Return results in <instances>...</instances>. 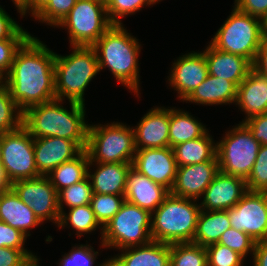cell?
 <instances>
[{"label": "cell", "instance_id": "1", "mask_svg": "<svg viewBox=\"0 0 267 266\" xmlns=\"http://www.w3.org/2000/svg\"><path fill=\"white\" fill-rule=\"evenodd\" d=\"M54 62L55 52L33 35L17 51L3 82L22 112L56 99Z\"/></svg>", "mask_w": 267, "mask_h": 266}, {"label": "cell", "instance_id": "2", "mask_svg": "<svg viewBox=\"0 0 267 266\" xmlns=\"http://www.w3.org/2000/svg\"><path fill=\"white\" fill-rule=\"evenodd\" d=\"M69 103L71 111L63 107V100L59 99L31 106L23 112L22 125L34 139L65 138L76 142L85 150L90 125L85 122V105Z\"/></svg>", "mask_w": 267, "mask_h": 266}, {"label": "cell", "instance_id": "3", "mask_svg": "<svg viewBox=\"0 0 267 266\" xmlns=\"http://www.w3.org/2000/svg\"><path fill=\"white\" fill-rule=\"evenodd\" d=\"M122 24H112L92 47L96 51L100 71L107 67L117 82L138 97L140 91L138 60L141 45Z\"/></svg>", "mask_w": 267, "mask_h": 266}, {"label": "cell", "instance_id": "4", "mask_svg": "<svg viewBox=\"0 0 267 266\" xmlns=\"http://www.w3.org/2000/svg\"><path fill=\"white\" fill-rule=\"evenodd\" d=\"M72 50L65 56L55 53V95L85 105V89L100 72L98 58L92 46H72Z\"/></svg>", "mask_w": 267, "mask_h": 266}, {"label": "cell", "instance_id": "5", "mask_svg": "<svg viewBox=\"0 0 267 266\" xmlns=\"http://www.w3.org/2000/svg\"><path fill=\"white\" fill-rule=\"evenodd\" d=\"M196 201L170 193L151 213L152 240L167 244L193 242L201 211Z\"/></svg>", "mask_w": 267, "mask_h": 266}, {"label": "cell", "instance_id": "6", "mask_svg": "<svg viewBox=\"0 0 267 266\" xmlns=\"http://www.w3.org/2000/svg\"><path fill=\"white\" fill-rule=\"evenodd\" d=\"M264 21L233 6L230 16L217 30L210 43L224 52L240 55L252 64L265 38Z\"/></svg>", "mask_w": 267, "mask_h": 266}, {"label": "cell", "instance_id": "7", "mask_svg": "<svg viewBox=\"0 0 267 266\" xmlns=\"http://www.w3.org/2000/svg\"><path fill=\"white\" fill-rule=\"evenodd\" d=\"M88 168L95 163L132 164L136 148L134 129L121 122L89 125L87 146Z\"/></svg>", "mask_w": 267, "mask_h": 266}, {"label": "cell", "instance_id": "8", "mask_svg": "<svg viewBox=\"0 0 267 266\" xmlns=\"http://www.w3.org/2000/svg\"><path fill=\"white\" fill-rule=\"evenodd\" d=\"M101 241L102 247L119 251L151 242V213L125 201L104 226Z\"/></svg>", "mask_w": 267, "mask_h": 266}, {"label": "cell", "instance_id": "9", "mask_svg": "<svg viewBox=\"0 0 267 266\" xmlns=\"http://www.w3.org/2000/svg\"><path fill=\"white\" fill-rule=\"evenodd\" d=\"M225 133L222 140L216 142L219 171L246 180L256 161L260 143L241 122Z\"/></svg>", "mask_w": 267, "mask_h": 266}, {"label": "cell", "instance_id": "10", "mask_svg": "<svg viewBox=\"0 0 267 266\" xmlns=\"http://www.w3.org/2000/svg\"><path fill=\"white\" fill-rule=\"evenodd\" d=\"M113 23L101 0H77L66 17L56 26L69 33L72 46H93Z\"/></svg>", "mask_w": 267, "mask_h": 266}, {"label": "cell", "instance_id": "11", "mask_svg": "<svg viewBox=\"0 0 267 266\" xmlns=\"http://www.w3.org/2000/svg\"><path fill=\"white\" fill-rule=\"evenodd\" d=\"M1 164L11 184L40 176L35 164L34 138L23 125L3 134Z\"/></svg>", "mask_w": 267, "mask_h": 266}, {"label": "cell", "instance_id": "12", "mask_svg": "<svg viewBox=\"0 0 267 266\" xmlns=\"http://www.w3.org/2000/svg\"><path fill=\"white\" fill-rule=\"evenodd\" d=\"M226 211L232 228L246 233L256 242L267 240V192L248 190Z\"/></svg>", "mask_w": 267, "mask_h": 266}, {"label": "cell", "instance_id": "13", "mask_svg": "<svg viewBox=\"0 0 267 266\" xmlns=\"http://www.w3.org/2000/svg\"><path fill=\"white\" fill-rule=\"evenodd\" d=\"M11 188L34 211L42 224L49 220L58 225V192L47 176L18 180L12 183Z\"/></svg>", "mask_w": 267, "mask_h": 266}, {"label": "cell", "instance_id": "14", "mask_svg": "<svg viewBox=\"0 0 267 266\" xmlns=\"http://www.w3.org/2000/svg\"><path fill=\"white\" fill-rule=\"evenodd\" d=\"M132 167L155 183L172 190L178 166L171 147L136 150Z\"/></svg>", "mask_w": 267, "mask_h": 266}, {"label": "cell", "instance_id": "15", "mask_svg": "<svg viewBox=\"0 0 267 266\" xmlns=\"http://www.w3.org/2000/svg\"><path fill=\"white\" fill-rule=\"evenodd\" d=\"M207 76L208 67L204 53L193 51L173 62L167 81L171 88L177 91L178 98L184 102Z\"/></svg>", "mask_w": 267, "mask_h": 266}, {"label": "cell", "instance_id": "16", "mask_svg": "<svg viewBox=\"0 0 267 266\" xmlns=\"http://www.w3.org/2000/svg\"><path fill=\"white\" fill-rule=\"evenodd\" d=\"M248 191L246 180L219 171L200 198L201 210L222 211L234 207Z\"/></svg>", "mask_w": 267, "mask_h": 266}, {"label": "cell", "instance_id": "17", "mask_svg": "<svg viewBox=\"0 0 267 266\" xmlns=\"http://www.w3.org/2000/svg\"><path fill=\"white\" fill-rule=\"evenodd\" d=\"M218 172V161L180 166L177 168L175 183L170 193L199 201Z\"/></svg>", "mask_w": 267, "mask_h": 266}, {"label": "cell", "instance_id": "18", "mask_svg": "<svg viewBox=\"0 0 267 266\" xmlns=\"http://www.w3.org/2000/svg\"><path fill=\"white\" fill-rule=\"evenodd\" d=\"M169 122V108L150 109L133 127L136 150L169 147Z\"/></svg>", "mask_w": 267, "mask_h": 266}, {"label": "cell", "instance_id": "19", "mask_svg": "<svg viewBox=\"0 0 267 266\" xmlns=\"http://www.w3.org/2000/svg\"><path fill=\"white\" fill-rule=\"evenodd\" d=\"M83 149L74 141L58 137L34 139L35 164L40 176H47L62 163L77 157Z\"/></svg>", "mask_w": 267, "mask_h": 266}, {"label": "cell", "instance_id": "20", "mask_svg": "<svg viewBox=\"0 0 267 266\" xmlns=\"http://www.w3.org/2000/svg\"><path fill=\"white\" fill-rule=\"evenodd\" d=\"M170 194V191L130 168L125 189V201L150 213L155 211Z\"/></svg>", "mask_w": 267, "mask_h": 266}, {"label": "cell", "instance_id": "21", "mask_svg": "<svg viewBox=\"0 0 267 266\" xmlns=\"http://www.w3.org/2000/svg\"><path fill=\"white\" fill-rule=\"evenodd\" d=\"M203 53L206 57L208 74L231 81L237 87L253 68L248 59L216 49L210 42Z\"/></svg>", "mask_w": 267, "mask_h": 266}, {"label": "cell", "instance_id": "22", "mask_svg": "<svg viewBox=\"0 0 267 266\" xmlns=\"http://www.w3.org/2000/svg\"><path fill=\"white\" fill-rule=\"evenodd\" d=\"M235 105L240 107L248 120L251 117L267 113V77L253 68L237 87Z\"/></svg>", "mask_w": 267, "mask_h": 266}, {"label": "cell", "instance_id": "23", "mask_svg": "<svg viewBox=\"0 0 267 266\" xmlns=\"http://www.w3.org/2000/svg\"><path fill=\"white\" fill-rule=\"evenodd\" d=\"M111 258L113 266H170V244L151 241L121 249Z\"/></svg>", "mask_w": 267, "mask_h": 266}, {"label": "cell", "instance_id": "24", "mask_svg": "<svg viewBox=\"0 0 267 266\" xmlns=\"http://www.w3.org/2000/svg\"><path fill=\"white\" fill-rule=\"evenodd\" d=\"M96 171L87 170L93 193L125 195L127 176L132 164L95 163Z\"/></svg>", "mask_w": 267, "mask_h": 266}, {"label": "cell", "instance_id": "25", "mask_svg": "<svg viewBox=\"0 0 267 266\" xmlns=\"http://www.w3.org/2000/svg\"><path fill=\"white\" fill-rule=\"evenodd\" d=\"M0 220L22 232L27 237L30 230L41 225L34 211L11 188L1 193Z\"/></svg>", "mask_w": 267, "mask_h": 266}, {"label": "cell", "instance_id": "26", "mask_svg": "<svg viewBox=\"0 0 267 266\" xmlns=\"http://www.w3.org/2000/svg\"><path fill=\"white\" fill-rule=\"evenodd\" d=\"M236 98L237 86L233 82L208 74L206 79L184 101L197 105H230L236 102Z\"/></svg>", "mask_w": 267, "mask_h": 266}, {"label": "cell", "instance_id": "27", "mask_svg": "<svg viewBox=\"0 0 267 266\" xmlns=\"http://www.w3.org/2000/svg\"><path fill=\"white\" fill-rule=\"evenodd\" d=\"M207 131L202 137L174 146L173 152L177 166L199 164L207 161H218L217 143Z\"/></svg>", "mask_w": 267, "mask_h": 266}, {"label": "cell", "instance_id": "28", "mask_svg": "<svg viewBox=\"0 0 267 266\" xmlns=\"http://www.w3.org/2000/svg\"><path fill=\"white\" fill-rule=\"evenodd\" d=\"M170 108L169 147L202 137L208 129L191 113Z\"/></svg>", "mask_w": 267, "mask_h": 266}, {"label": "cell", "instance_id": "29", "mask_svg": "<svg viewBox=\"0 0 267 266\" xmlns=\"http://www.w3.org/2000/svg\"><path fill=\"white\" fill-rule=\"evenodd\" d=\"M231 227L228 212L201 210L197 220L193 243L202 247L217 243L221 235Z\"/></svg>", "mask_w": 267, "mask_h": 266}, {"label": "cell", "instance_id": "30", "mask_svg": "<svg viewBox=\"0 0 267 266\" xmlns=\"http://www.w3.org/2000/svg\"><path fill=\"white\" fill-rule=\"evenodd\" d=\"M88 153L83 150L77 157L62 163L53 169L47 177L57 192L76 184L87 177Z\"/></svg>", "mask_w": 267, "mask_h": 266}, {"label": "cell", "instance_id": "31", "mask_svg": "<svg viewBox=\"0 0 267 266\" xmlns=\"http://www.w3.org/2000/svg\"><path fill=\"white\" fill-rule=\"evenodd\" d=\"M57 226L60 229L62 227V229H64L66 226L71 227L76 231L75 233L79 238L87 233L95 231L97 228L101 229V238L103 234V227L97 221L95 213L92 211L90 204L69 208L68 214L65 211L61 212L59 222L56 227Z\"/></svg>", "mask_w": 267, "mask_h": 266}, {"label": "cell", "instance_id": "32", "mask_svg": "<svg viewBox=\"0 0 267 266\" xmlns=\"http://www.w3.org/2000/svg\"><path fill=\"white\" fill-rule=\"evenodd\" d=\"M170 266H208L206 248L193 242L170 244Z\"/></svg>", "mask_w": 267, "mask_h": 266}, {"label": "cell", "instance_id": "33", "mask_svg": "<svg viewBox=\"0 0 267 266\" xmlns=\"http://www.w3.org/2000/svg\"><path fill=\"white\" fill-rule=\"evenodd\" d=\"M23 112L11 98L7 85L0 83V133L18 129L22 125Z\"/></svg>", "mask_w": 267, "mask_h": 266}, {"label": "cell", "instance_id": "34", "mask_svg": "<svg viewBox=\"0 0 267 266\" xmlns=\"http://www.w3.org/2000/svg\"><path fill=\"white\" fill-rule=\"evenodd\" d=\"M93 189L88 177L82 181L68 186L58 192V208L64 211V204L68 208L84 206L91 203Z\"/></svg>", "mask_w": 267, "mask_h": 266}, {"label": "cell", "instance_id": "35", "mask_svg": "<svg viewBox=\"0 0 267 266\" xmlns=\"http://www.w3.org/2000/svg\"><path fill=\"white\" fill-rule=\"evenodd\" d=\"M31 34L20 27L9 39L0 40V78L3 80L12 67L14 57Z\"/></svg>", "mask_w": 267, "mask_h": 266}, {"label": "cell", "instance_id": "36", "mask_svg": "<svg viewBox=\"0 0 267 266\" xmlns=\"http://www.w3.org/2000/svg\"><path fill=\"white\" fill-rule=\"evenodd\" d=\"M124 202V195L93 193L90 205L92 211L95 213L97 221L104 228L120 210Z\"/></svg>", "mask_w": 267, "mask_h": 266}, {"label": "cell", "instance_id": "37", "mask_svg": "<svg viewBox=\"0 0 267 266\" xmlns=\"http://www.w3.org/2000/svg\"><path fill=\"white\" fill-rule=\"evenodd\" d=\"M109 20L113 24H121L120 19L129 14H135L142 7L158 3L156 0H106L105 2Z\"/></svg>", "mask_w": 267, "mask_h": 266}, {"label": "cell", "instance_id": "38", "mask_svg": "<svg viewBox=\"0 0 267 266\" xmlns=\"http://www.w3.org/2000/svg\"><path fill=\"white\" fill-rule=\"evenodd\" d=\"M77 0H49L33 17L35 20L56 27L74 7Z\"/></svg>", "mask_w": 267, "mask_h": 266}, {"label": "cell", "instance_id": "39", "mask_svg": "<svg viewBox=\"0 0 267 266\" xmlns=\"http://www.w3.org/2000/svg\"><path fill=\"white\" fill-rule=\"evenodd\" d=\"M206 248L208 266H243L245 258L219 243L208 245Z\"/></svg>", "mask_w": 267, "mask_h": 266}, {"label": "cell", "instance_id": "40", "mask_svg": "<svg viewBox=\"0 0 267 266\" xmlns=\"http://www.w3.org/2000/svg\"><path fill=\"white\" fill-rule=\"evenodd\" d=\"M249 191L267 192V146L260 145L254 166L246 179Z\"/></svg>", "mask_w": 267, "mask_h": 266}, {"label": "cell", "instance_id": "41", "mask_svg": "<svg viewBox=\"0 0 267 266\" xmlns=\"http://www.w3.org/2000/svg\"><path fill=\"white\" fill-rule=\"evenodd\" d=\"M217 243L229 247L245 258L248 253L253 254L256 241L246 233L230 227L221 235Z\"/></svg>", "mask_w": 267, "mask_h": 266}, {"label": "cell", "instance_id": "42", "mask_svg": "<svg viewBox=\"0 0 267 266\" xmlns=\"http://www.w3.org/2000/svg\"><path fill=\"white\" fill-rule=\"evenodd\" d=\"M98 255L99 252L94 251L89 244L75 245L69 253L63 255L60 263L57 264L59 266H93Z\"/></svg>", "mask_w": 267, "mask_h": 266}, {"label": "cell", "instance_id": "43", "mask_svg": "<svg viewBox=\"0 0 267 266\" xmlns=\"http://www.w3.org/2000/svg\"><path fill=\"white\" fill-rule=\"evenodd\" d=\"M39 259L27 249L0 248V266H39Z\"/></svg>", "mask_w": 267, "mask_h": 266}, {"label": "cell", "instance_id": "44", "mask_svg": "<svg viewBox=\"0 0 267 266\" xmlns=\"http://www.w3.org/2000/svg\"><path fill=\"white\" fill-rule=\"evenodd\" d=\"M26 239L27 236L22 232L0 220V248L26 249Z\"/></svg>", "mask_w": 267, "mask_h": 266}, {"label": "cell", "instance_id": "45", "mask_svg": "<svg viewBox=\"0 0 267 266\" xmlns=\"http://www.w3.org/2000/svg\"><path fill=\"white\" fill-rule=\"evenodd\" d=\"M260 145L267 146V113L249 118L243 122Z\"/></svg>", "mask_w": 267, "mask_h": 266}, {"label": "cell", "instance_id": "46", "mask_svg": "<svg viewBox=\"0 0 267 266\" xmlns=\"http://www.w3.org/2000/svg\"><path fill=\"white\" fill-rule=\"evenodd\" d=\"M234 6L240 11L261 18H267V0H235Z\"/></svg>", "mask_w": 267, "mask_h": 266}, {"label": "cell", "instance_id": "47", "mask_svg": "<svg viewBox=\"0 0 267 266\" xmlns=\"http://www.w3.org/2000/svg\"><path fill=\"white\" fill-rule=\"evenodd\" d=\"M20 27L0 6V40L9 39Z\"/></svg>", "mask_w": 267, "mask_h": 266}, {"label": "cell", "instance_id": "48", "mask_svg": "<svg viewBox=\"0 0 267 266\" xmlns=\"http://www.w3.org/2000/svg\"><path fill=\"white\" fill-rule=\"evenodd\" d=\"M252 65L254 70L267 77V37L262 40L261 46L259 47L257 56Z\"/></svg>", "mask_w": 267, "mask_h": 266}, {"label": "cell", "instance_id": "49", "mask_svg": "<svg viewBox=\"0 0 267 266\" xmlns=\"http://www.w3.org/2000/svg\"><path fill=\"white\" fill-rule=\"evenodd\" d=\"M48 2L49 0H25L19 6V14L24 17L27 13H31L34 17Z\"/></svg>", "mask_w": 267, "mask_h": 266}, {"label": "cell", "instance_id": "50", "mask_svg": "<svg viewBox=\"0 0 267 266\" xmlns=\"http://www.w3.org/2000/svg\"><path fill=\"white\" fill-rule=\"evenodd\" d=\"M252 256L253 266H267V240L256 242Z\"/></svg>", "mask_w": 267, "mask_h": 266}, {"label": "cell", "instance_id": "51", "mask_svg": "<svg viewBox=\"0 0 267 266\" xmlns=\"http://www.w3.org/2000/svg\"><path fill=\"white\" fill-rule=\"evenodd\" d=\"M11 182L8 180L4 168L0 163V192H5L11 189Z\"/></svg>", "mask_w": 267, "mask_h": 266}, {"label": "cell", "instance_id": "52", "mask_svg": "<svg viewBox=\"0 0 267 266\" xmlns=\"http://www.w3.org/2000/svg\"><path fill=\"white\" fill-rule=\"evenodd\" d=\"M99 266H113L111 258L107 259L103 263L99 264Z\"/></svg>", "mask_w": 267, "mask_h": 266}, {"label": "cell", "instance_id": "53", "mask_svg": "<svg viewBox=\"0 0 267 266\" xmlns=\"http://www.w3.org/2000/svg\"><path fill=\"white\" fill-rule=\"evenodd\" d=\"M25 0H12L14 5L17 7V11L19 12V6L24 2Z\"/></svg>", "mask_w": 267, "mask_h": 266}, {"label": "cell", "instance_id": "54", "mask_svg": "<svg viewBox=\"0 0 267 266\" xmlns=\"http://www.w3.org/2000/svg\"><path fill=\"white\" fill-rule=\"evenodd\" d=\"M2 140H3V133H0V163L2 159Z\"/></svg>", "mask_w": 267, "mask_h": 266}, {"label": "cell", "instance_id": "55", "mask_svg": "<svg viewBox=\"0 0 267 266\" xmlns=\"http://www.w3.org/2000/svg\"><path fill=\"white\" fill-rule=\"evenodd\" d=\"M264 31H265V36L267 37V18L264 21Z\"/></svg>", "mask_w": 267, "mask_h": 266}]
</instances>
